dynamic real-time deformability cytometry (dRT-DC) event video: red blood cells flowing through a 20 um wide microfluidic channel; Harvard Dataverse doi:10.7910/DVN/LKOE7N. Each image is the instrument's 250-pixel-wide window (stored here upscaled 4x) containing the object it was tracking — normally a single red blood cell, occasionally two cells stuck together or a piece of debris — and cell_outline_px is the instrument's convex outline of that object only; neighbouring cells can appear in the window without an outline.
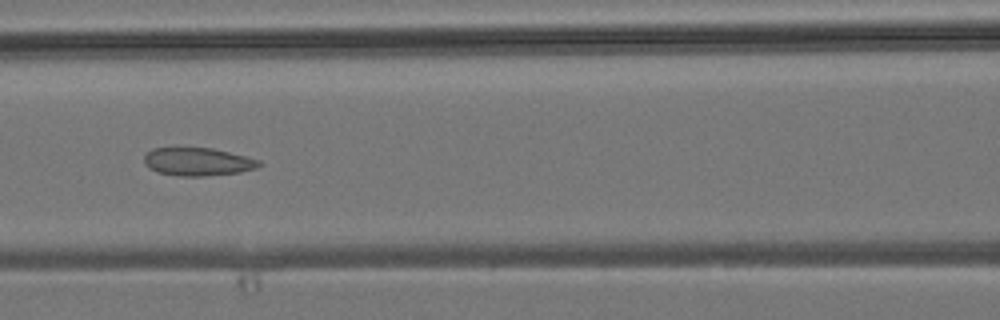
{"species": "common noctule bat (a hibernating species)", "species_latin": "Nyctalus noctula", "temperature_condition": "room temperature", "stored_images_in_passage": 6, "camera_frame_rate_fps": 3000, "um_per_image_px": 0.085, "animal": {"sex": "male", "body_mass_g": 19.2, "forearm_length_mm": 51.8}, "frame": {"image": 1, "passage_image": 6, "time_ms": 5.667, "image_size_px": [1000, 320], "cell_outline_px": [[264, 164], [256, 168], [240, 172], [200, 176], [184, 176], [160, 172], [148, 168], [144, 164], [144, 156], [152, 148], [212, 148], [260, 160]], "centroid_in_image_um": [16.81, 13.74], "position_along_channel_um": 149.8, "area_um2": 18.55}}